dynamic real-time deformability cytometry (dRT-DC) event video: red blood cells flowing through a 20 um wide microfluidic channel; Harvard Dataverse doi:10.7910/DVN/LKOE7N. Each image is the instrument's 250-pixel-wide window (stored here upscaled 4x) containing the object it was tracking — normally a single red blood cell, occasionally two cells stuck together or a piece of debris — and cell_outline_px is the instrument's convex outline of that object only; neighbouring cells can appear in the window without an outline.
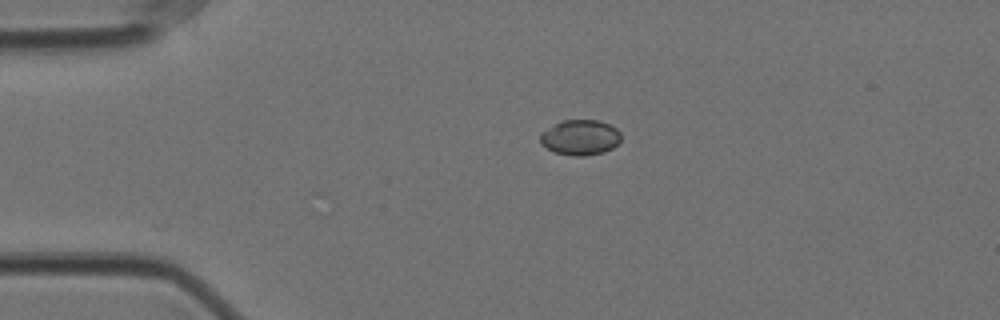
{"species": "Egyptian fruit bat (a non-hibernating species)", "species_latin": "Rousettus aegyptiacus", "temperature_condition": "cold", "stored_images_in_passage": 13, "camera_frame_rate_fps": 3000, "um_per_image_px": 0.085, "animal": {"sex": "female"}, "frame": {"image": 1, "passage_image": 1, "time_ms": 0.0, "image_size_px": [1000, 320], "cell_outline_px": [[620, 140], [612, 148], [604, 152], [584, 156], [572, 156], [556, 152], [540, 144], [540, 132], [564, 120], [600, 120], [616, 128], [620, 132]], "centroid_in_image_um": [49.32, 11.68], "position_along_channel_um": 35.7, "area_um2": 16.53}}
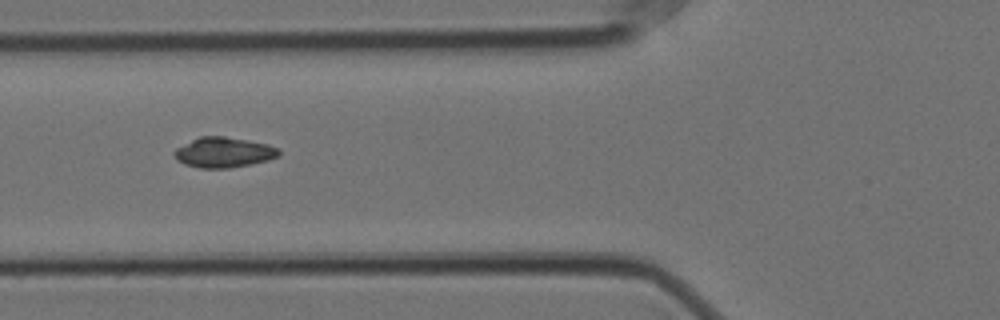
{"frame": {"image": 2, "passage_image": 10, "time_ms": 3.0, "image_size_px": [1000, 320], "cell_outline_px": [[280, 156], [268, 160], [252, 164], [228, 168], [200, 168], [184, 164], [176, 160], [172, 152], [176, 148], [200, 136], [224, 136], [248, 140], [268, 144], [280, 148]], "centroid_in_image_um": [19.03, 12.95], "position_along_channel_um": 106.8, "area_um2": 18.61}}
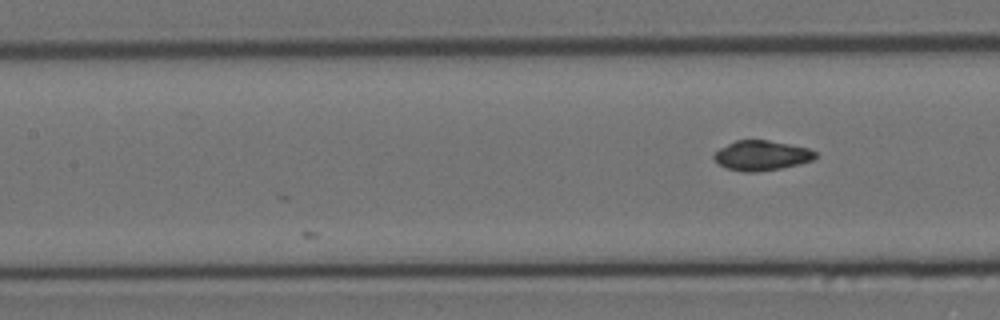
{"frame": {"image": 3, "passage_image": 13, "time_ms": 4.0, "image_size_px": [1000, 320], "cell_outline_px": [[816, 156], [812, 160], [780, 168], [756, 172], [744, 172], [728, 168], [720, 164], [712, 156], [720, 148], [736, 140], [768, 140], [808, 148], [816, 152]], "centroid_in_image_um": [64.72, 13.21], "position_along_channel_um": 142.7, "area_um2": 17.28}}